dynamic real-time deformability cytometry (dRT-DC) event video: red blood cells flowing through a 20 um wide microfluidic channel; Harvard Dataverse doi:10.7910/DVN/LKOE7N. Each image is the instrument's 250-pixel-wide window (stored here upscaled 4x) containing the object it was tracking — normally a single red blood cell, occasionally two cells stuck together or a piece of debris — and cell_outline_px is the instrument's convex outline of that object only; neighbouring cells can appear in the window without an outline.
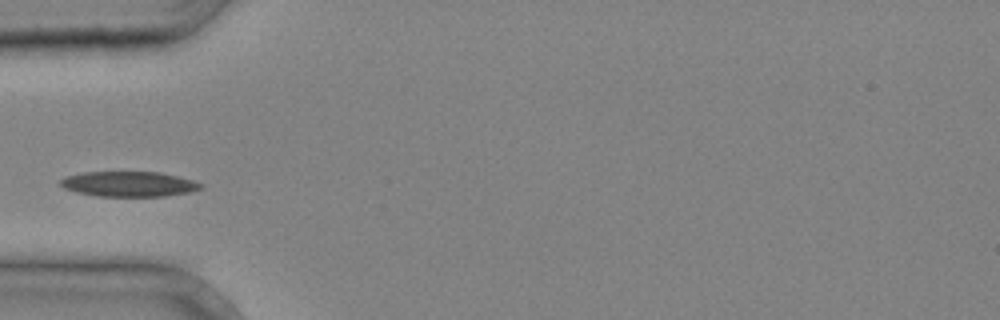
{"species": "common noctule bat (a hibernating species)", "species_latin": "Nyctalus noctula", "temperature_condition": "cold", "stored_images_in_passage": 2, "camera_frame_rate_fps": 3000, "um_per_image_px": 0.085, "animal": {"sex": "male", "body_mass_g": 20.4}, "frame": {"image": 1, "passage_image": 2, "time_ms": 0.333, "image_size_px": [1000, 320], "cell_outline_px": [[204, 188], [192, 192], [164, 196], [100, 196], [76, 192], [64, 188], [60, 184], [60, 180], [64, 176], [84, 172], [160, 172], [192, 180], [204, 184]], "centroid_in_image_um": [10.98, 15.64], "position_along_channel_um": 74.0, "area_um2": 20.63}}